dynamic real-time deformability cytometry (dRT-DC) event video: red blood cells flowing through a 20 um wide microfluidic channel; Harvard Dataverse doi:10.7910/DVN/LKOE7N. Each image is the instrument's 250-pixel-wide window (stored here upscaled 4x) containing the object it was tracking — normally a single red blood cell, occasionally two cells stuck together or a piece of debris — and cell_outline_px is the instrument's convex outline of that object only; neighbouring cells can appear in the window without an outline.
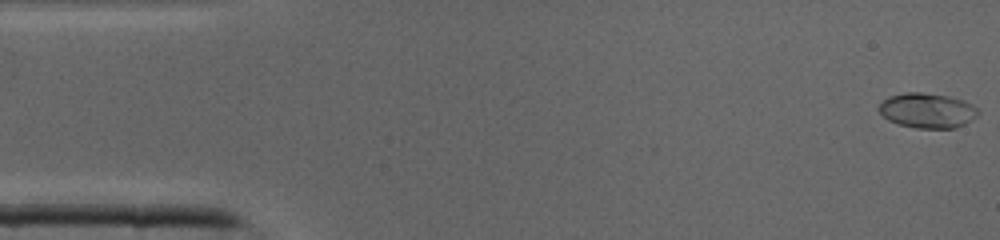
{"species": "common noctule bat (a hibernating species)", "species_latin": "Nyctalus noctula", "temperature_condition": "cold", "stored_images_in_passage": 40, "camera_frame_rate_fps": 3000, "um_per_image_px": 0.085, "animal": {"sex": "male", "body_mass_g": 19.0, "forearm_length_mm": 50.8}, "frame": {"image": 1, "passage_image": 1, "time_ms": 0.0, "image_size_px": [1000, 240], "cell_outline_px": [[980, 112], [976, 116], [964, 124], [956, 128], [916, 128], [900, 124], [888, 120], [880, 112], [880, 104], [888, 96], [904, 92], [920, 92], [948, 96], [964, 100], [972, 104]], "centroid_in_image_um": [78.83, 9.38], "position_along_channel_um": 6.2, "area_um2": 20.06}}
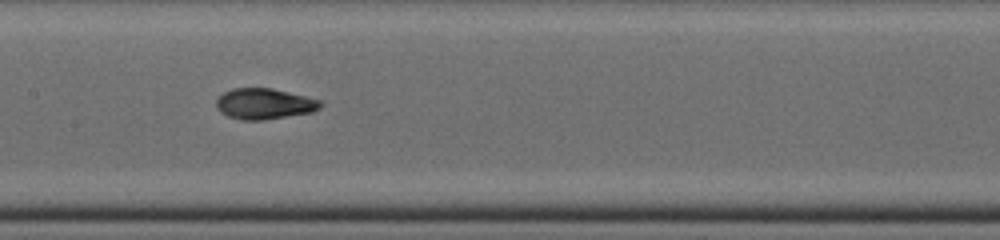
{"frame": {"image": 2, "passage_image": 20, "time_ms": 6.333, "image_size_px": [1000, 240], "cell_outline_px": [[324, 104], [320, 108], [312, 112], [264, 120], [244, 120], [228, 116], [220, 112], [216, 104], [216, 100], [224, 92], [232, 88], [272, 88], [320, 100]], "centroid_in_image_um": [22.47, 8.82], "position_along_channel_um": 184.9, "area_um2": 18.61}}
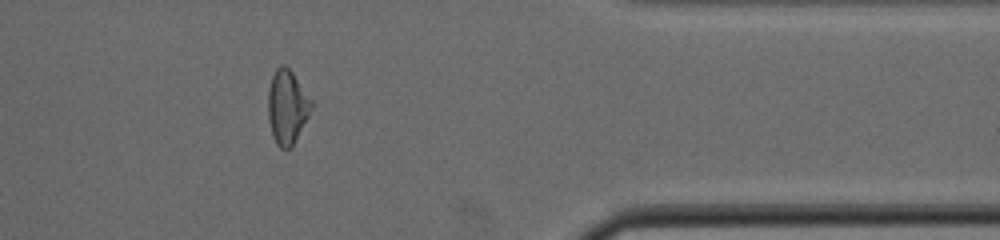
{"frame": {"image": 3, "passage_image": 34, "time_ms": 11.0, "image_size_px": [1000, 240], "cell_outline_px": [[316, 104], [292, 144], [288, 148], [280, 148], [276, 144], [272, 136], [268, 116], [268, 92], [272, 76], [276, 68], [280, 64], [284, 64], [292, 72]], "centroid_in_image_um": [24.43, 9.05], "position_along_channel_um": 387.0, "area_um2": 18.73}}